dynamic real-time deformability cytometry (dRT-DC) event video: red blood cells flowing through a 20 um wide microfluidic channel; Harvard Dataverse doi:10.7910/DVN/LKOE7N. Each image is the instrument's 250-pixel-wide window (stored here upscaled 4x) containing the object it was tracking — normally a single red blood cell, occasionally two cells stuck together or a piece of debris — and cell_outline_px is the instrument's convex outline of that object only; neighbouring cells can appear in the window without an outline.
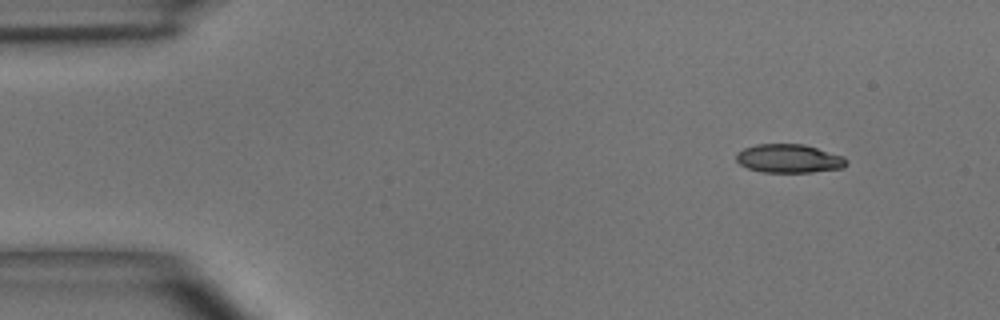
{"species": "common noctule bat (a hibernating species)", "species_latin": "Nyctalus noctula", "temperature_condition": "room temperature", "stored_images_in_passage": 6, "camera_frame_rate_fps": 3000, "um_per_image_px": 0.085, "animal": {"sex": "male", "body_mass_g": 15.6}, "frame": {"image": 1, "passage_image": 1, "time_ms": 0.0, "image_size_px": [1000, 320], "cell_outline_px": [[848, 164], [844, 168], [812, 172], [760, 172], [748, 168], [740, 164], [736, 160], [736, 152], [744, 148], [756, 144], [804, 144], [844, 156], [848, 160]], "centroid_in_image_um": [67.08, 13.48], "position_along_channel_um": 17.9, "area_um2": 18.55}}
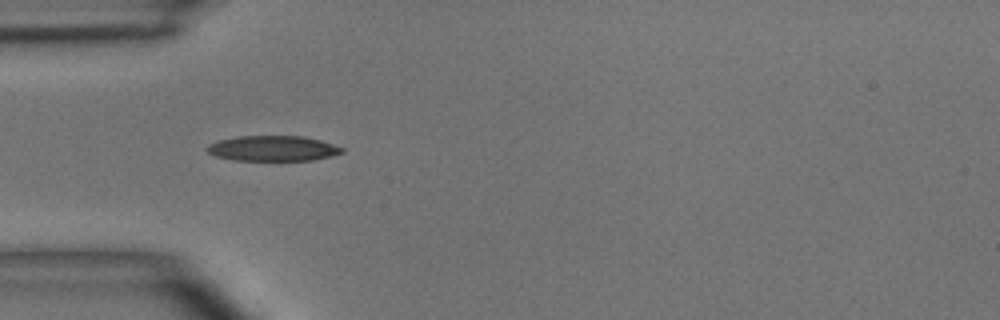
{"frame": {"image": 2, "passage_image": 4, "time_ms": 3.333, "image_size_px": [1000, 320], "cell_outline_px": [[344, 152], [332, 156], [312, 160], [236, 160], [216, 156], [208, 152], [204, 148], [208, 144], [216, 140], [236, 136], [304, 136], [320, 140], [344, 148]], "centroid_in_image_um": [23.17, 12.6], "position_along_channel_um": 61.8, "area_um2": 20.0}}
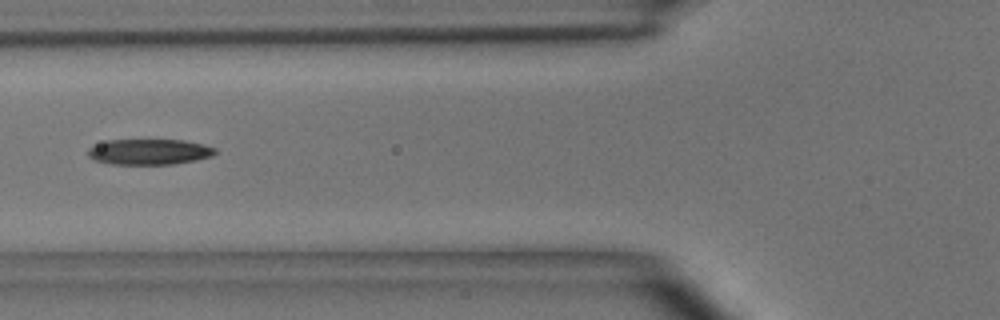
{"frame": {"image": 3, "passage_image": 5, "time_ms": 4.667, "image_size_px": [1000, 320], "cell_outline_px": [[216, 152], [212, 156], [196, 160], [172, 164], [112, 164], [92, 160], [88, 156], [88, 148], [108, 140], [184, 140], [204, 144], [216, 148]], "centroid_in_image_um": [12.69, 12.9], "position_along_channel_um": 113.1, "area_um2": 19.02}}